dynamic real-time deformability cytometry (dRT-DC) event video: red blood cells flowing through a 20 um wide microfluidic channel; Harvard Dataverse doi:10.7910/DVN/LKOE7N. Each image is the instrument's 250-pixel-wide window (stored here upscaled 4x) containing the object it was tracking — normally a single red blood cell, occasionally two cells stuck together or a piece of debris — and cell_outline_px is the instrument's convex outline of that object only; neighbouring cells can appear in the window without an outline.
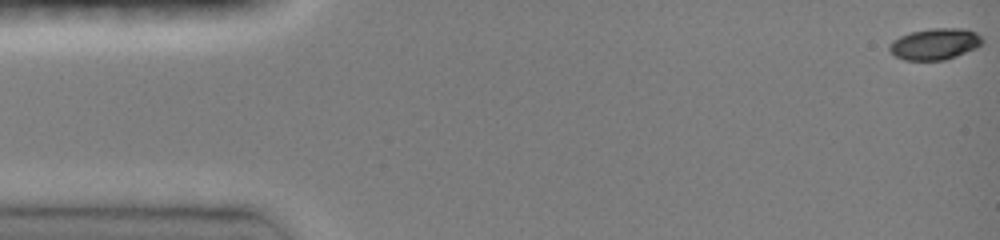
{"species": "common noctule bat (a hibernating species)", "species_latin": "Nyctalus noctula", "temperature_condition": "room temperature", "stored_images_in_passage": 10, "camera_frame_rate_fps": 3000, "um_per_image_px": 0.085, "animal": {"sex": "female", "body_mass_g": 19.0, "forearm_length_mm": 51.5}, "frame": {"image": 1, "passage_image": 1, "time_ms": 0.0, "image_size_px": [1000, 240], "cell_outline_px": [[984, 40], [976, 48], [956, 56], [944, 60], [904, 60], [896, 56], [888, 48], [888, 44], [892, 40], [900, 36], [912, 32], [932, 28], [964, 28], [976, 32]], "centroid_in_image_um": [79.46, 3.73], "position_along_channel_um": 5.5, "area_um2": 16.94}}